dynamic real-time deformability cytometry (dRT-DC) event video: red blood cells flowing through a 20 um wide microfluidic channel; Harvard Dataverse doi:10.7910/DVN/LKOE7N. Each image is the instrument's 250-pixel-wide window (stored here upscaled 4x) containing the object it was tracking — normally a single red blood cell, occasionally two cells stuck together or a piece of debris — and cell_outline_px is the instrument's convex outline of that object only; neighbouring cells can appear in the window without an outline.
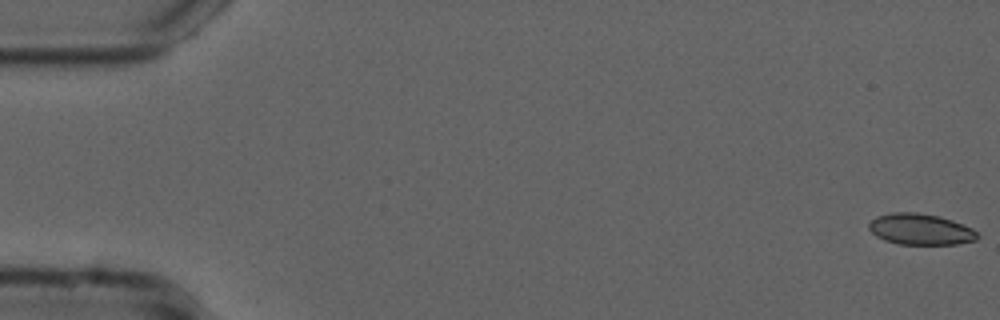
{"species": "common noctule bat (a hibernating species)", "species_latin": "Nyctalus noctula", "temperature_condition": "cold", "stored_images_in_passage": 55, "camera_frame_rate_fps": 3000, "um_per_image_px": 0.085, "animal": {"sex": "male", "forearm_length_mm": 52.5}, "frame": {"image": 1, "passage_image": 1, "time_ms": 0.0, "image_size_px": [1000, 320], "cell_outline_px": [[980, 236], [976, 240], [956, 244], [900, 244], [884, 240], [876, 236], [868, 228], [868, 224], [876, 216], [892, 212], [916, 212], [940, 216], [952, 220], [972, 228]], "centroid_in_image_um": [78.23, 19.48], "position_along_channel_um": 6.8, "area_um2": 19.71}}
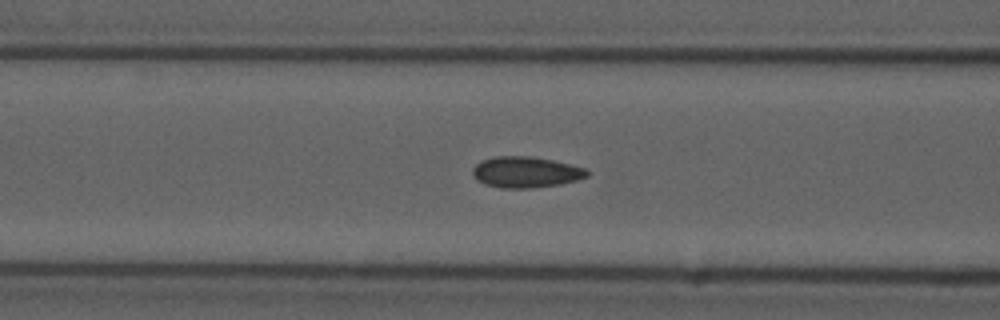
{"frame": {"image": 2, "passage_image": 22, "time_ms": 7.0, "image_size_px": [1000, 320], "cell_outline_px": [[588, 176], [576, 180], [560, 184], [532, 188], [500, 188], [484, 184], [476, 180], [472, 176], [472, 168], [480, 160], [492, 156], [532, 156], [552, 160], [584, 168], [588, 172]], "centroid_in_image_um": [44.61, 14.63], "position_along_channel_um": 122.0, "area_um2": 20.81}}
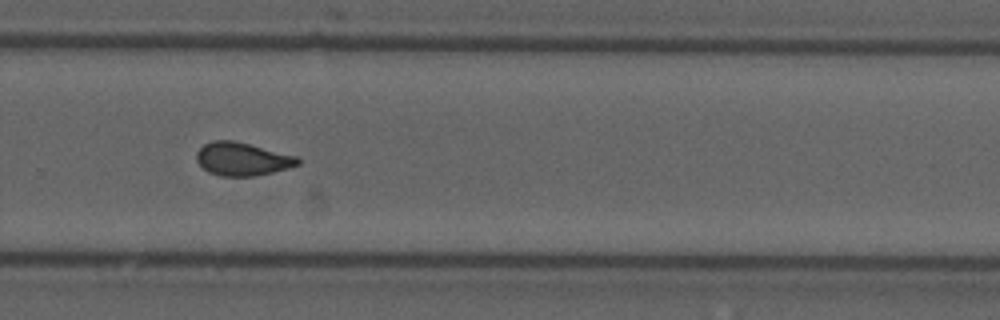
{"frame": {"image": 3, "passage_image": 37, "time_ms": 12.0, "image_size_px": [1000, 320], "cell_outline_px": [[300, 164], [288, 168], [256, 176], [220, 176], [208, 172], [196, 160], [196, 152], [204, 144], [212, 140], [232, 140], [296, 156], [300, 160]], "centroid_in_image_um": [20.57, 13.52], "position_along_channel_um": 309.2, "area_um2": 19.42}, "authors_computed_cell_mechanics": {"area_um2": 19.5364, "velocity_mm_per_s": 3.7573, "shape_relaxation_time_tau1_ms": null, "shape_relaxation_time_tau2_ms": 1.4144, "deformation_change_tau1": null, "deformation_change_tau2": 0.0546}}